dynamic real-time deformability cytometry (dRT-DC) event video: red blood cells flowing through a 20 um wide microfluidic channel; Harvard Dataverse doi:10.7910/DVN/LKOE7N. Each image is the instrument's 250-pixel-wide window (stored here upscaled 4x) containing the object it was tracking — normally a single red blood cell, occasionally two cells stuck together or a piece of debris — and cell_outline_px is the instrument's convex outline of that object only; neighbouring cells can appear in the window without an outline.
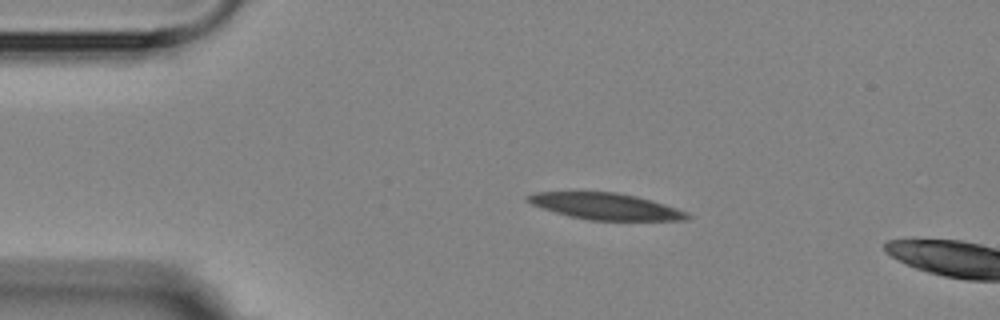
{"species": "Egyptian fruit bat (a non-hibernating species)", "species_latin": "Rousettus aegyptiacus", "temperature_condition": "room temperature", "stored_images_in_passage": 2, "camera_frame_rate_fps": 3000, "um_per_image_px": 0.085, "animal": {"sex": "female"}, "frame": {"image": 1, "passage_image": 1, "time_ms": 0.0, "image_size_px": [1000, 320], "cell_outline_px": [[692, 216], [688, 220], [588, 220], [568, 216], [540, 208], [524, 200], [524, 196], [536, 192], [616, 192], [636, 196], [664, 204], [688, 212]], "centroid_in_image_um": [51.44, 17.54], "position_along_channel_um": 33.6, "area_um2": 24.68}}